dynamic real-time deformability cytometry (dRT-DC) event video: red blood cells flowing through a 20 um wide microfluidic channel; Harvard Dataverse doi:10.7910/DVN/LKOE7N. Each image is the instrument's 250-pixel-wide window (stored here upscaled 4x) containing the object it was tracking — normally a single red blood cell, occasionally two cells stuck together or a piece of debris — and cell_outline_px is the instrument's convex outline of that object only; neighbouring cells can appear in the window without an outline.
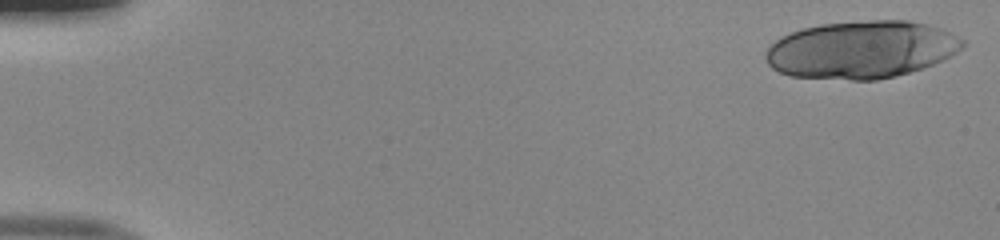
{"species": "human", "species_latin": "Homo sapiens", "temperature_condition": "room temperature", "stored_images_in_passage": 18, "camera_frame_rate_fps": 3000, "um_per_image_px": 0.085, "donor": {"sex": "male"}, "frame": {"image": 1, "passage_image": 1, "time_ms": 0.0, "image_size_px": [1000, 240], "cell_outline_px": [[968, 44], [956, 52], [924, 68], [896, 76], [876, 80], [852, 80], [788, 76], [772, 68], [768, 64], [764, 56], [764, 52], [780, 36], [804, 28], [820, 24], [868, 20], [908, 20], [940, 28], [964, 40]], "centroid_in_image_um": [73.19, 4.22], "position_along_channel_um": 11.8, "area_um2": 66.07}}